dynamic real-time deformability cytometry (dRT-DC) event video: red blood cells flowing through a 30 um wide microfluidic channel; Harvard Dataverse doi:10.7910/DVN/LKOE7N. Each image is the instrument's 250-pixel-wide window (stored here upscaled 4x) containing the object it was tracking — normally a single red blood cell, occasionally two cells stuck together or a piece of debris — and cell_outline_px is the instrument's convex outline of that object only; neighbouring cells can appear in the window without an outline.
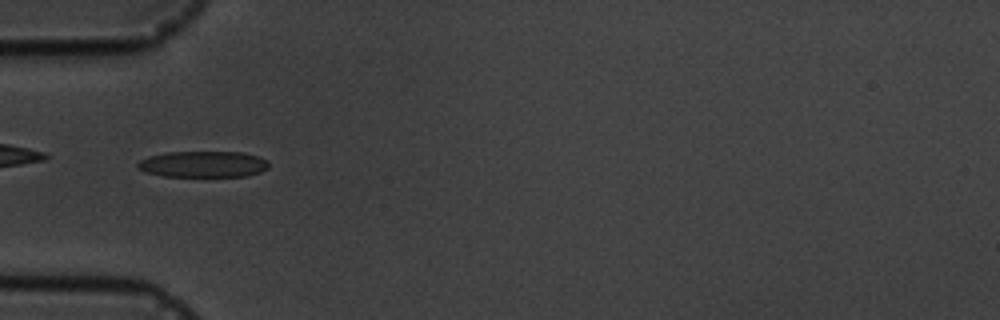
{"species": "common noctule bat (a hibernating species)", "species_latin": "Nyctalus noctula", "temperature_condition": "cold", "stored_images_in_passage": 16, "camera_frame_rate_fps": 3000, "um_per_image_px": 0.085, "animal": {"sex": "male", "body_mass_g": 19.5, "forearm_length_mm": 54.6}, "frame": {"image": 1, "passage_image": 6, "time_ms": 5.667, "image_size_px": [1000, 320], "cell_outline_px": [[268, 168], [260, 172], [248, 176], [164, 176], [144, 172], [136, 168], [136, 164], [140, 160], [148, 156], [168, 152], [244, 152], [260, 156], [268, 160]], "centroid_in_image_um": [17.27, 13.95], "position_along_channel_um": 67.7, "area_um2": 20.23}}
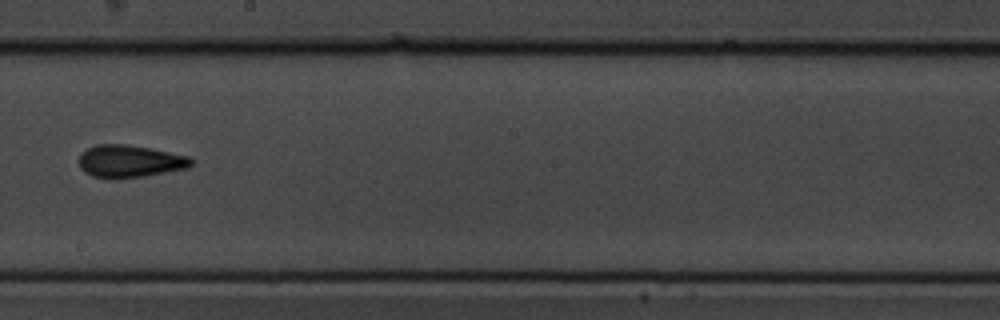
{"frame": {"image": 2, "passage_image": 10, "time_ms": 10.333, "image_size_px": [1000, 320], "cell_outline_px": [[192, 164], [188, 168], [144, 176], [116, 180], [92, 176], [84, 172], [80, 168], [80, 156], [88, 148], [96, 144], [124, 144], [148, 148], [188, 156], [192, 160]], "centroid_in_image_um": [11.01, 13.73], "position_along_channel_um": 237.2, "area_um2": 21.15}}
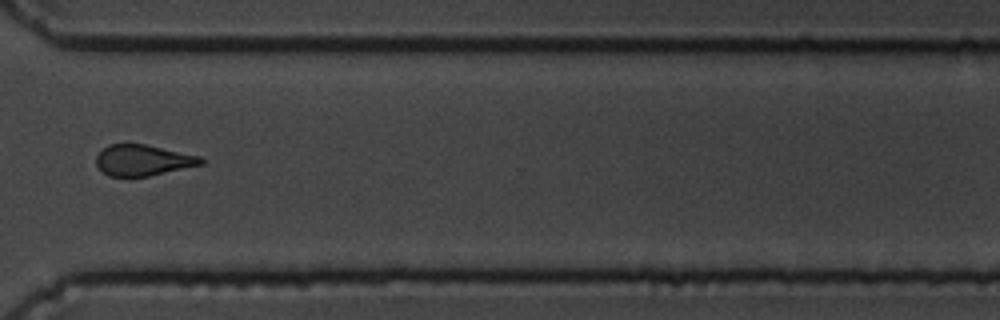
{"frame": {"image": 3, "passage_image": 13, "time_ms": 13.667, "image_size_px": [1000, 320], "cell_outline_px": [[204, 164], [148, 176], [108, 176], [96, 164], [96, 156], [108, 144], [144, 144], [200, 156], [204, 160]], "centroid_in_image_um": [12.15, 13.62], "position_along_channel_um": 358.4, "area_um2": 18.67}, "authors_computed_cell_mechanics": {"area_um2": 19.8543, "velocity_mm_per_s": 3.6437, "shape_relaxation_time_tau1_ms": 4.6768, "shape_relaxation_time_tau2_ms": 2.8691, "deformation_change_tau1": 0.1085, "deformation_change_tau2": 0.0976}}